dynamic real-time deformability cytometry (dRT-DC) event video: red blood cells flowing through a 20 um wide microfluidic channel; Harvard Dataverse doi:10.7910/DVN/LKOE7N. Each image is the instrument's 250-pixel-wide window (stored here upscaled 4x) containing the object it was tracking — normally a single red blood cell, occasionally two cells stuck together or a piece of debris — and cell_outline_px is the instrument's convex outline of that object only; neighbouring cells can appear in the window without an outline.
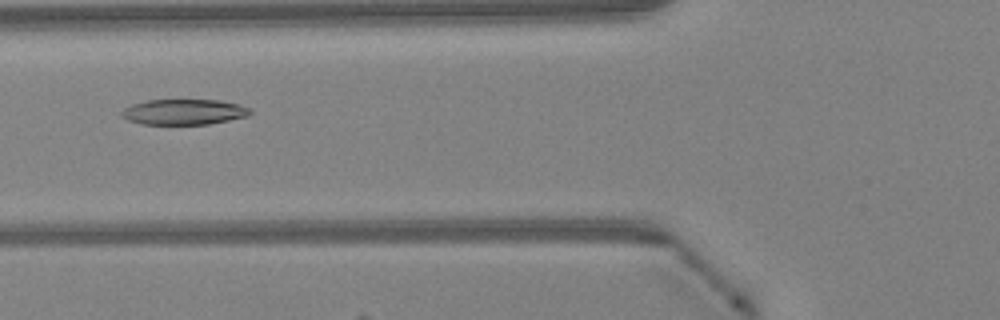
{"species": "Egyptian fruit bat (a non-hibernating species)", "species_latin": "Rousettus aegyptiacus", "temperature_condition": "warm", "stored_images_in_passage": 43, "camera_frame_rate_fps": 3000, "um_per_image_px": 0.085, "animal": {"sex": "female"}, "frame": {"image": 1, "passage_image": 14, "time_ms": 4.333, "image_size_px": [1000, 320], "cell_outline_px": [[252, 112], [248, 116], [208, 124], [140, 124], [128, 120], [120, 116], [120, 112], [124, 108], [132, 104], [148, 100], [216, 100], [240, 104], [248, 108]], "centroid_in_image_um": [15.59, 9.51], "position_along_channel_um": 110.2, "area_um2": 19.07}}
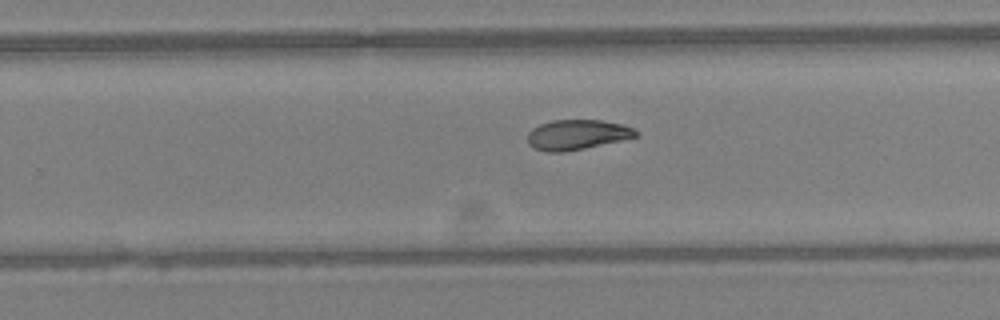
{"frame": {"image": 2, "passage_image": 26, "time_ms": 8.333, "image_size_px": [1000, 320], "cell_outline_px": [[640, 136], [584, 148], [560, 152], [548, 152], [536, 148], [528, 144], [528, 132], [532, 128], [540, 124], [552, 120], [600, 120], [624, 124], [640, 132]], "centroid_in_image_um": [49.08, 11.43], "position_along_channel_um": 280.7, "area_um2": 18.9}}
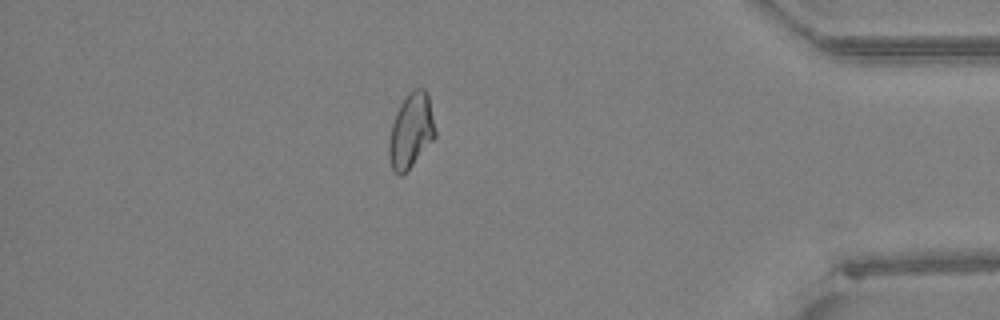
{"frame": {"image": 3, "passage_image": 37, "time_ms": 12.0, "image_size_px": [1000, 320], "cell_outline_px": [[436, 136], [412, 164], [400, 176], [392, 168], [388, 156], [388, 144], [392, 124], [396, 112], [404, 96], [408, 92], [416, 88], [424, 88], [428, 92], [436, 132]], "centroid_in_image_um": [34.93, 11.05], "position_along_channel_um": 400.3, "area_um2": 20.0}, "authors_computed_cell_mechanics": {"area_um2": 19.7676, "velocity_mm_per_s": 4.2916, "shape_relaxation_time_tau1_ms": null, "shape_relaxation_time_tau2_ms": 3.0764, "deformation_change_tau1": null, "deformation_change_tau2": 0.0778}}